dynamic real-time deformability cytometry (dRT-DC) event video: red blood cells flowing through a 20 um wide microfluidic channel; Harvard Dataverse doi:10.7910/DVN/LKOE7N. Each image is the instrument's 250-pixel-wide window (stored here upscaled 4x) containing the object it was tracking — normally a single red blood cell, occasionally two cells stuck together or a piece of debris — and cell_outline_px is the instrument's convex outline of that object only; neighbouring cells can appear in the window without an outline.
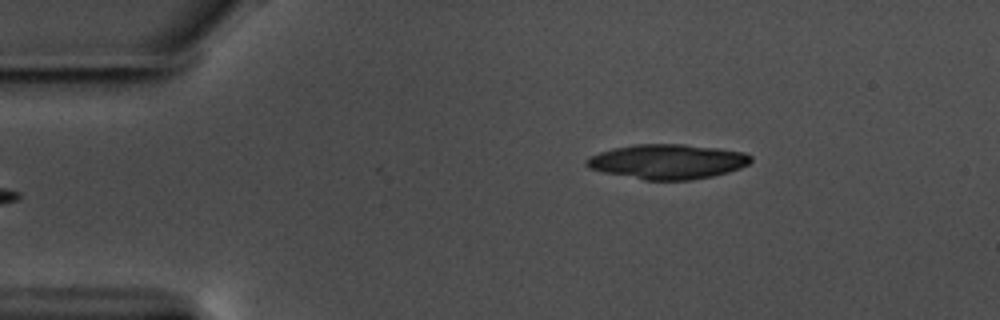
{"species": "common noctule bat (a hibernating species)", "species_latin": "Nyctalus noctula", "temperature_condition": "warm", "stored_images_in_passage": 17, "camera_frame_rate_fps": 3000, "um_per_image_px": 0.085, "animal": {"sex": "male", "body_mass_g": 17.5, "forearm_length_mm": 52.3}, "frame": {"image": 1, "passage_image": 1, "time_ms": 0.0, "image_size_px": [1000, 320], "cell_outline_px": [[752, 160], [748, 164], [740, 168], [728, 172], [712, 176], [692, 180], [644, 180], [604, 172], [588, 168], [584, 164], [584, 160], [588, 156], [612, 148], [636, 144], [684, 144], [716, 148], [744, 152], [752, 156]], "centroid_in_image_um": [56.71, 13.73], "position_along_channel_um": 28.3, "area_um2": 33.41}}